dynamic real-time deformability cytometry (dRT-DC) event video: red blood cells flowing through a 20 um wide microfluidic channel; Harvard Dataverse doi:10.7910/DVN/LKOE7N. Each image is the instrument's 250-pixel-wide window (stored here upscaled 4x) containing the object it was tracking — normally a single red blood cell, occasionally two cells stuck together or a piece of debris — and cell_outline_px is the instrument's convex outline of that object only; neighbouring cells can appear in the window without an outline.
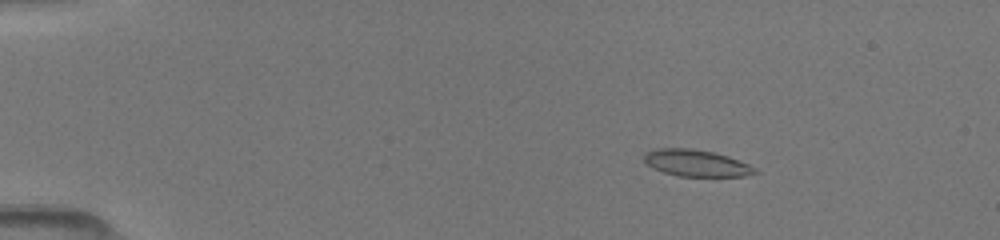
{"species": "common noctule bat (a hibernating species)", "species_latin": "Nyctalus noctula", "temperature_condition": "room temperature", "stored_images_in_passage": 16, "camera_frame_rate_fps": 3000, "um_per_image_px": 0.085, "animal": {"sex": "female", "body_mass_g": 19.5, "forearm_length_mm": 54.1}, "frame": {"image": 1, "passage_image": 6, "time_ms": 2.667, "image_size_px": [1000, 240], "cell_outline_px": [[760, 172], [744, 176], [676, 176], [652, 168], [644, 164], [644, 152], [656, 148], [692, 148], [712, 152], [728, 156], [748, 164], [756, 168]], "centroid_in_image_um": [59.14, 13.86], "position_along_channel_um": 25.9, "area_um2": 17.4}}
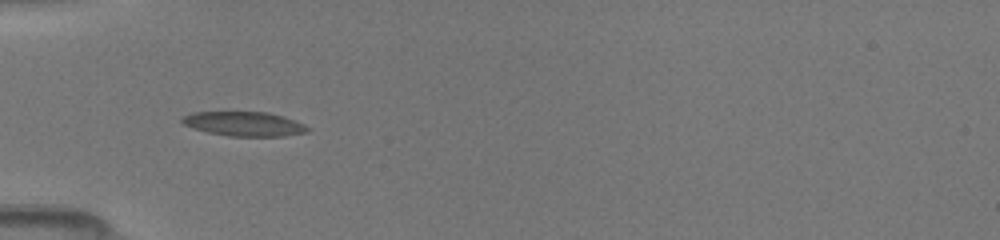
{"frame": {"image": 2, "passage_image": 12, "time_ms": 5.667, "image_size_px": [1000, 240], "cell_outline_px": [[312, 128], [308, 132], [284, 136], [228, 136], [208, 132], [192, 128], [180, 124], [180, 120], [184, 116], [192, 112], [268, 112], [284, 116], [304, 124]], "centroid_in_image_um": [20.75, 10.53], "position_along_channel_um": 64.2, "area_um2": 18.03}}
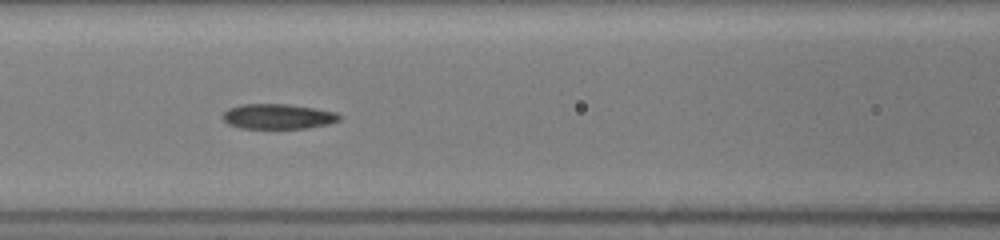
{"frame": {"image": 3, "passage_image": 15, "time_ms": 7.667, "image_size_px": [1000, 240], "cell_outline_px": [[340, 120], [328, 124], [308, 128], [240, 128], [228, 124], [220, 116], [228, 108], [240, 104], [288, 104], [316, 108], [336, 112], [340, 116]], "centroid_in_image_um": [23.6, 9.89], "position_along_channel_um": 143.0, "area_um2": 17.17}}